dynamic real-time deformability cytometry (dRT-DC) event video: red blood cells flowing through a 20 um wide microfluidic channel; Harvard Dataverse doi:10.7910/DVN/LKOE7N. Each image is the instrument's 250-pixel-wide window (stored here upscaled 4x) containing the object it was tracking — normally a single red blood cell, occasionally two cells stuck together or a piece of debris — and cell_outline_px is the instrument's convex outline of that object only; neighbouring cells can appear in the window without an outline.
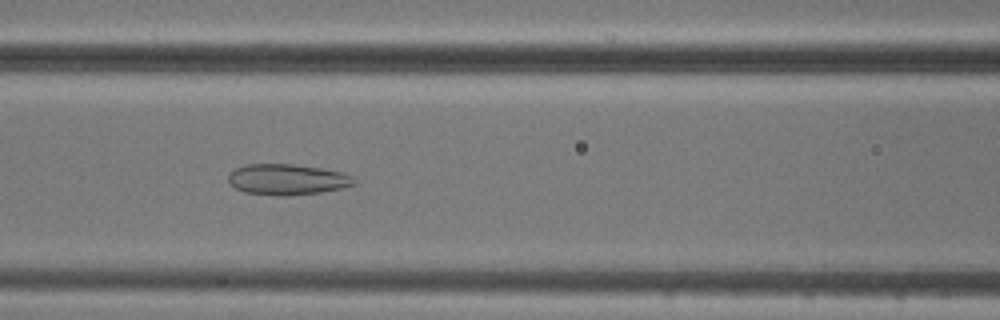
{"species": "common noctule bat (a hibernating species)", "species_latin": "Nyctalus noctula", "temperature_condition": "cold", "stored_images_in_passage": 7, "camera_frame_rate_fps": 3000, "um_per_image_px": 0.085, "animal": {"sex": "male", "body_mass_g": 20.5, "forearm_length_mm": 52.5}, "frame": {"image": 1, "passage_image": 7, "time_ms": 6.667, "image_size_px": [1000, 320], "cell_outline_px": [[356, 184], [340, 188], [320, 192], [284, 196], [276, 196], [244, 192], [236, 188], [228, 180], [228, 172], [244, 164], [292, 164], [320, 168], [340, 172], [352, 176], [356, 180]], "centroid_in_image_um": [24.38, 15.25], "position_along_channel_um": 142.2, "area_um2": 22.54}}